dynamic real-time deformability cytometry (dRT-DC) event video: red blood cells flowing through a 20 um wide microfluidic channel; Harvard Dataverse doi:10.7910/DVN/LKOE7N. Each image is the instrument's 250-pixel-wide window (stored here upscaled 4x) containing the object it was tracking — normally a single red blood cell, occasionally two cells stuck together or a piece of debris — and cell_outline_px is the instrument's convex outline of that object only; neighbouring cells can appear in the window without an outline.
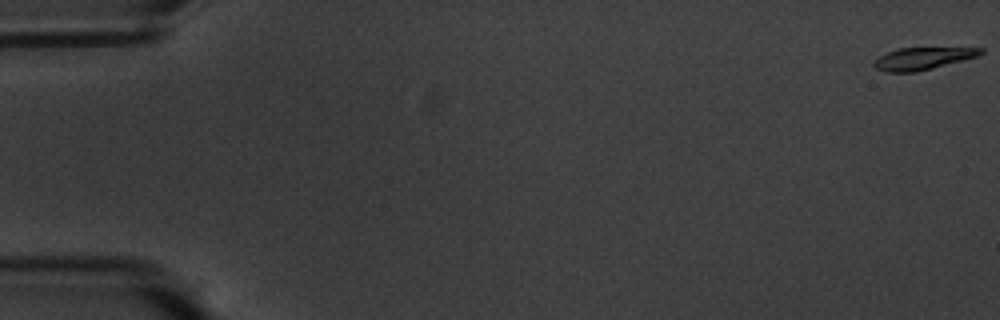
{"species": "common noctule bat (a hibernating species)", "species_latin": "Nyctalus noctula", "temperature_condition": "warm", "stored_images_in_passage": 59, "camera_frame_rate_fps": 3000, "um_per_image_px": 0.085, "animal": {"sex": "male", "body_mass_g": 20.1, "forearm_length_mm": 53.5}, "frame": {"image": 1, "passage_image": 1, "time_ms": 0.0, "image_size_px": [1000, 320], "cell_outline_px": [[984, 52], [980, 56], [916, 72], [888, 72], [876, 68], [872, 64], [880, 56], [888, 52], [900, 48], [984, 48]], "centroid_in_image_um": [78.47, 4.97], "position_along_channel_um": 6.5, "area_um2": 13.64}}
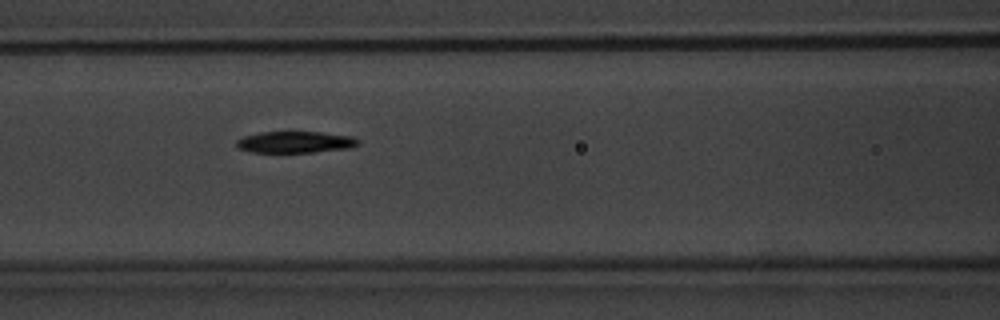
{"frame": {"image": 2, "passage_image": 26, "time_ms": 8.333, "image_size_px": [1000, 320], "cell_outline_px": [[360, 144], [352, 148], [312, 152], [252, 152], [236, 148], [236, 140], [244, 136], [260, 132], [320, 132], [352, 136], [360, 140]], "centroid_in_image_um": [25.11, 12.08], "position_along_channel_um": 141.5, "area_um2": 15.37}}
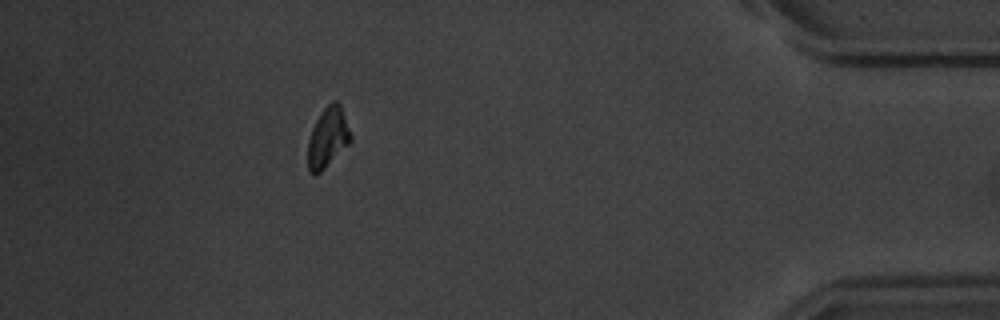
{"frame": {"image": 3, "passage_image": 53, "time_ms": 17.333, "image_size_px": [1000, 320], "cell_outline_px": [[352, 140], [316, 176], [312, 176], [308, 172], [308, 140], [312, 128], [320, 112], [332, 100], [336, 100], [340, 104], [352, 136]], "centroid_in_image_um": [27.84, 11.69], "position_along_channel_um": 407.4, "area_um2": 14.97}, "authors_computed_cell_mechanics": {"area_um2": 15.3748, "velocity_mm_per_s": 3.4951, "shape_relaxation_time_tau1_ms": 3.0399, "shape_relaxation_time_tau2_ms": null, "deformation_change_tau1": 0.139, "deformation_change_tau2": null}}